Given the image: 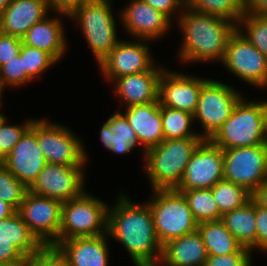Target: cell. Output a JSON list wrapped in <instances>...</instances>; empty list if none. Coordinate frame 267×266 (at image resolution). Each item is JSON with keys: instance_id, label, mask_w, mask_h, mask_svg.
Masks as SVG:
<instances>
[{"instance_id": "6da1fadb", "label": "cell", "mask_w": 267, "mask_h": 266, "mask_svg": "<svg viewBox=\"0 0 267 266\" xmlns=\"http://www.w3.org/2000/svg\"><path fill=\"white\" fill-rule=\"evenodd\" d=\"M118 200L113 209H108L107 234L126 247L136 266H157L162 245L149 204L137 205L122 195Z\"/></svg>"}, {"instance_id": "7a4b0ae2", "label": "cell", "mask_w": 267, "mask_h": 266, "mask_svg": "<svg viewBox=\"0 0 267 266\" xmlns=\"http://www.w3.org/2000/svg\"><path fill=\"white\" fill-rule=\"evenodd\" d=\"M184 8L187 11L179 15V24L184 33L180 58L185 62L212 59L223 61L228 41L237 29V23L192 10L188 6Z\"/></svg>"}, {"instance_id": "3957f363", "label": "cell", "mask_w": 267, "mask_h": 266, "mask_svg": "<svg viewBox=\"0 0 267 266\" xmlns=\"http://www.w3.org/2000/svg\"><path fill=\"white\" fill-rule=\"evenodd\" d=\"M203 137L163 140L145 154V169L153 190L176 189L192 153Z\"/></svg>"}, {"instance_id": "277c9868", "label": "cell", "mask_w": 267, "mask_h": 266, "mask_svg": "<svg viewBox=\"0 0 267 266\" xmlns=\"http://www.w3.org/2000/svg\"><path fill=\"white\" fill-rule=\"evenodd\" d=\"M267 102L241 98L210 140L222 149L266 144Z\"/></svg>"}, {"instance_id": "5b68a950", "label": "cell", "mask_w": 267, "mask_h": 266, "mask_svg": "<svg viewBox=\"0 0 267 266\" xmlns=\"http://www.w3.org/2000/svg\"><path fill=\"white\" fill-rule=\"evenodd\" d=\"M152 191L154 198L149 207L161 245L197 230L198 222L194 219L188 202L181 192L175 189Z\"/></svg>"}, {"instance_id": "8992f818", "label": "cell", "mask_w": 267, "mask_h": 266, "mask_svg": "<svg viewBox=\"0 0 267 266\" xmlns=\"http://www.w3.org/2000/svg\"><path fill=\"white\" fill-rule=\"evenodd\" d=\"M108 206L87 193L63 202L59 241L107 234Z\"/></svg>"}, {"instance_id": "52a82bcc", "label": "cell", "mask_w": 267, "mask_h": 266, "mask_svg": "<svg viewBox=\"0 0 267 266\" xmlns=\"http://www.w3.org/2000/svg\"><path fill=\"white\" fill-rule=\"evenodd\" d=\"M110 3L111 0H87L70 16L81 24L98 64L119 42Z\"/></svg>"}, {"instance_id": "ba28073f", "label": "cell", "mask_w": 267, "mask_h": 266, "mask_svg": "<svg viewBox=\"0 0 267 266\" xmlns=\"http://www.w3.org/2000/svg\"><path fill=\"white\" fill-rule=\"evenodd\" d=\"M224 180L245 188L252 195L267 179L266 144L223 149Z\"/></svg>"}, {"instance_id": "9c48e42d", "label": "cell", "mask_w": 267, "mask_h": 266, "mask_svg": "<svg viewBox=\"0 0 267 266\" xmlns=\"http://www.w3.org/2000/svg\"><path fill=\"white\" fill-rule=\"evenodd\" d=\"M62 205L60 200L28 190L17 212L43 246H55L59 242Z\"/></svg>"}, {"instance_id": "30bf717a", "label": "cell", "mask_w": 267, "mask_h": 266, "mask_svg": "<svg viewBox=\"0 0 267 266\" xmlns=\"http://www.w3.org/2000/svg\"><path fill=\"white\" fill-rule=\"evenodd\" d=\"M241 98L231 86L218 81L208 80L202 86L193 117L200 120L204 128V139H210L215 134Z\"/></svg>"}, {"instance_id": "8fae6325", "label": "cell", "mask_w": 267, "mask_h": 266, "mask_svg": "<svg viewBox=\"0 0 267 266\" xmlns=\"http://www.w3.org/2000/svg\"><path fill=\"white\" fill-rule=\"evenodd\" d=\"M67 129L49 121L36 120L38 146L47 163L83 166L87 160L86 151L80 140Z\"/></svg>"}, {"instance_id": "7c38bea8", "label": "cell", "mask_w": 267, "mask_h": 266, "mask_svg": "<svg viewBox=\"0 0 267 266\" xmlns=\"http://www.w3.org/2000/svg\"><path fill=\"white\" fill-rule=\"evenodd\" d=\"M222 63L251 85L267 86V58L243 37L238 26L228 41Z\"/></svg>"}, {"instance_id": "4fadbf2b", "label": "cell", "mask_w": 267, "mask_h": 266, "mask_svg": "<svg viewBox=\"0 0 267 266\" xmlns=\"http://www.w3.org/2000/svg\"><path fill=\"white\" fill-rule=\"evenodd\" d=\"M223 163V149L210 139H203L192 153L176 189L212 188L224 179Z\"/></svg>"}, {"instance_id": "5bb4252c", "label": "cell", "mask_w": 267, "mask_h": 266, "mask_svg": "<svg viewBox=\"0 0 267 266\" xmlns=\"http://www.w3.org/2000/svg\"><path fill=\"white\" fill-rule=\"evenodd\" d=\"M83 166L47 163L28 190L36 195L60 200L78 198L84 191Z\"/></svg>"}, {"instance_id": "9a60e30c", "label": "cell", "mask_w": 267, "mask_h": 266, "mask_svg": "<svg viewBox=\"0 0 267 266\" xmlns=\"http://www.w3.org/2000/svg\"><path fill=\"white\" fill-rule=\"evenodd\" d=\"M2 164L27 188L47 164L36 137V120L7 155Z\"/></svg>"}, {"instance_id": "2e32d148", "label": "cell", "mask_w": 267, "mask_h": 266, "mask_svg": "<svg viewBox=\"0 0 267 266\" xmlns=\"http://www.w3.org/2000/svg\"><path fill=\"white\" fill-rule=\"evenodd\" d=\"M207 79L170 73L163 70L158 82V101L160 106L188 112H196L202 86Z\"/></svg>"}, {"instance_id": "e0dca14e", "label": "cell", "mask_w": 267, "mask_h": 266, "mask_svg": "<svg viewBox=\"0 0 267 266\" xmlns=\"http://www.w3.org/2000/svg\"><path fill=\"white\" fill-rule=\"evenodd\" d=\"M153 66L148 46L141 41H119L99 63V68L109 81H115L125 75L146 72Z\"/></svg>"}, {"instance_id": "ac0fdd59", "label": "cell", "mask_w": 267, "mask_h": 266, "mask_svg": "<svg viewBox=\"0 0 267 266\" xmlns=\"http://www.w3.org/2000/svg\"><path fill=\"white\" fill-rule=\"evenodd\" d=\"M122 21L130 34L139 40L158 39L170 28V20L143 0H133L122 11Z\"/></svg>"}, {"instance_id": "d6986e66", "label": "cell", "mask_w": 267, "mask_h": 266, "mask_svg": "<svg viewBox=\"0 0 267 266\" xmlns=\"http://www.w3.org/2000/svg\"><path fill=\"white\" fill-rule=\"evenodd\" d=\"M47 0H12L0 12V31L23 38L27 31L47 16Z\"/></svg>"}, {"instance_id": "ffe728a7", "label": "cell", "mask_w": 267, "mask_h": 266, "mask_svg": "<svg viewBox=\"0 0 267 266\" xmlns=\"http://www.w3.org/2000/svg\"><path fill=\"white\" fill-rule=\"evenodd\" d=\"M106 234L59 241L55 247L71 266H108Z\"/></svg>"}, {"instance_id": "44dd1931", "label": "cell", "mask_w": 267, "mask_h": 266, "mask_svg": "<svg viewBox=\"0 0 267 266\" xmlns=\"http://www.w3.org/2000/svg\"><path fill=\"white\" fill-rule=\"evenodd\" d=\"M135 131L144 152L159 145L163 140L162 118L159 101L132 105L124 113Z\"/></svg>"}, {"instance_id": "7402d4cb", "label": "cell", "mask_w": 267, "mask_h": 266, "mask_svg": "<svg viewBox=\"0 0 267 266\" xmlns=\"http://www.w3.org/2000/svg\"><path fill=\"white\" fill-rule=\"evenodd\" d=\"M163 68L153 66L146 72L125 75L115 81L116 96L121 97L127 104L132 105L147 104L158 100V82L163 72Z\"/></svg>"}, {"instance_id": "603a6c76", "label": "cell", "mask_w": 267, "mask_h": 266, "mask_svg": "<svg viewBox=\"0 0 267 266\" xmlns=\"http://www.w3.org/2000/svg\"><path fill=\"white\" fill-rule=\"evenodd\" d=\"M208 253L201 234L193 233L167 241L162 245L159 265L167 266H204Z\"/></svg>"}, {"instance_id": "cb8c5ba5", "label": "cell", "mask_w": 267, "mask_h": 266, "mask_svg": "<svg viewBox=\"0 0 267 266\" xmlns=\"http://www.w3.org/2000/svg\"><path fill=\"white\" fill-rule=\"evenodd\" d=\"M61 22L56 19H49L47 16L34 24L22 38V42L28 46L46 51L56 61L63 57L66 50L65 31Z\"/></svg>"}, {"instance_id": "d4e9b609", "label": "cell", "mask_w": 267, "mask_h": 266, "mask_svg": "<svg viewBox=\"0 0 267 266\" xmlns=\"http://www.w3.org/2000/svg\"><path fill=\"white\" fill-rule=\"evenodd\" d=\"M221 221L243 247L250 250L256 248L257 227L253 197L243 206L224 213Z\"/></svg>"}, {"instance_id": "484cf974", "label": "cell", "mask_w": 267, "mask_h": 266, "mask_svg": "<svg viewBox=\"0 0 267 266\" xmlns=\"http://www.w3.org/2000/svg\"><path fill=\"white\" fill-rule=\"evenodd\" d=\"M0 240L10 241L26 258L34 257L44 247L18 212L0 220Z\"/></svg>"}, {"instance_id": "4316f807", "label": "cell", "mask_w": 267, "mask_h": 266, "mask_svg": "<svg viewBox=\"0 0 267 266\" xmlns=\"http://www.w3.org/2000/svg\"><path fill=\"white\" fill-rule=\"evenodd\" d=\"M208 255L237 253L243 246L236 240L221 220L198 223Z\"/></svg>"}, {"instance_id": "83f0119b", "label": "cell", "mask_w": 267, "mask_h": 266, "mask_svg": "<svg viewBox=\"0 0 267 266\" xmlns=\"http://www.w3.org/2000/svg\"><path fill=\"white\" fill-rule=\"evenodd\" d=\"M186 198L194 219L200 223L204 221L221 220L217 203L213 198L211 188L175 189Z\"/></svg>"}, {"instance_id": "f1b7e54d", "label": "cell", "mask_w": 267, "mask_h": 266, "mask_svg": "<svg viewBox=\"0 0 267 266\" xmlns=\"http://www.w3.org/2000/svg\"><path fill=\"white\" fill-rule=\"evenodd\" d=\"M160 115L164 140L202 137L201 134L190 131V126L194 119L192 114L179 109L160 106Z\"/></svg>"}, {"instance_id": "f546056e", "label": "cell", "mask_w": 267, "mask_h": 266, "mask_svg": "<svg viewBox=\"0 0 267 266\" xmlns=\"http://www.w3.org/2000/svg\"><path fill=\"white\" fill-rule=\"evenodd\" d=\"M211 190L221 215L243 206L252 198V194L245 188L224 179Z\"/></svg>"}, {"instance_id": "4dcf8cb0", "label": "cell", "mask_w": 267, "mask_h": 266, "mask_svg": "<svg viewBox=\"0 0 267 266\" xmlns=\"http://www.w3.org/2000/svg\"><path fill=\"white\" fill-rule=\"evenodd\" d=\"M106 123L112 131L110 151L125 154L139 145L138 137L124 114L116 111L114 115L108 118Z\"/></svg>"}, {"instance_id": "1f68e13d", "label": "cell", "mask_w": 267, "mask_h": 266, "mask_svg": "<svg viewBox=\"0 0 267 266\" xmlns=\"http://www.w3.org/2000/svg\"><path fill=\"white\" fill-rule=\"evenodd\" d=\"M192 10L216 15L237 23L244 14L243 0H186Z\"/></svg>"}, {"instance_id": "d6a6232c", "label": "cell", "mask_w": 267, "mask_h": 266, "mask_svg": "<svg viewBox=\"0 0 267 266\" xmlns=\"http://www.w3.org/2000/svg\"><path fill=\"white\" fill-rule=\"evenodd\" d=\"M19 56L23 58V71H26V83L39 76L57 61L46 51L22 43Z\"/></svg>"}, {"instance_id": "836d02e7", "label": "cell", "mask_w": 267, "mask_h": 266, "mask_svg": "<svg viewBox=\"0 0 267 266\" xmlns=\"http://www.w3.org/2000/svg\"><path fill=\"white\" fill-rule=\"evenodd\" d=\"M244 23L246 35L242 34L267 58V15H253L244 12L237 25ZM240 23V24H239Z\"/></svg>"}, {"instance_id": "e575fe53", "label": "cell", "mask_w": 267, "mask_h": 266, "mask_svg": "<svg viewBox=\"0 0 267 266\" xmlns=\"http://www.w3.org/2000/svg\"><path fill=\"white\" fill-rule=\"evenodd\" d=\"M28 188L0 163V199L18 211Z\"/></svg>"}, {"instance_id": "d590c367", "label": "cell", "mask_w": 267, "mask_h": 266, "mask_svg": "<svg viewBox=\"0 0 267 266\" xmlns=\"http://www.w3.org/2000/svg\"><path fill=\"white\" fill-rule=\"evenodd\" d=\"M6 117L0 115V163H2L24 133L30 128L33 120H28L22 126L6 124Z\"/></svg>"}, {"instance_id": "8d00e7d4", "label": "cell", "mask_w": 267, "mask_h": 266, "mask_svg": "<svg viewBox=\"0 0 267 266\" xmlns=\"http://www.w3.org/2000/svg\"><path fill=\"white\" fill-rule=\"evenodd\" d=\"M0 76L4 86L6 84L13 86L25 84L26 71H23V58L18 55L2 65L0 67Z\"/></svg>"}, {"instance_id": "74e56055", "label": "cell", "mask_w": 267, "mask_h": 266, "mask_svg": "<svg viewBox=\"0 0 267 266\" xmlns=\"http://www.w3.org/2000/svg\"><path fill=\"white\" fill-rule=\"evenodd\" d=\"M250 249L242 247L237 253L208 255L204 266H251Z\"/></svg>"}, {"instance_id": "f35d334b", "label": "cell", "mask_w": 267, "mask_h": 266, "mask_svg": "<svg viewBox=\"0 0 267 266\" xmlns=\"http://www.w3.org/2000/svg\"><path fill=\"white\" fill-rule=\"evenodd\" d=\"M22 39L0 31V67L19 55Z\"/></svg>"}, {"instance_id": "ab89813d", "label": "cell", "mask_w": 267, "mask_h": 266, "mask_svg": "<svg viewBox=\"0 0 267 266\" xmlns=\"http://www.w3.org/2000/svg\"><path fill=\"white\" fill-rule=\"evenodd\" d=\"M256 217V248L264 250L267 248V209L255 201Z\"/></svg>"}, {"instance_id": "60d3db41", "label": "cell", "mask_w": 267, "mask_h": 266, "mask_svg": "<svg viewBox=\"0 0 267 266\" xmlns=\"http://www.w3.org/2000/svg\"><path fill=\"white\" fill-rule=\"evenodd\" d=\"M35 257L44 266H71L55 246H44Z\"/></svg>"}, {"instance_id": "b9f144b4", "label": "cell", "mask_w": 267, "mask_h": 266, "mask_svg": "<svg viewBox=\"0 0 267 266\" xmlns=\"http://www.w3.org/2000/svg\"><path fill=\"white\" fill-rule=\"evenodd\" d=\"M25 259L10 241L0 240V266L22 263Z\"/></svg>"}, {"instance_id": "7bdbcfd3", "label": "cell", "mask_w": 267, "mask_h": 266, "mask_svg": "<svg viewBox=\"0 0 267 266\" xmlns=\"http://www.w3.org/2000/svg\"><path fill=\"white\" fill-rule=\"evenodd\" d=\"M145 3L164 14L169 20L175 10L186 6V0H143ZM171 14V15H170Z\"/></svg>"}, {"instance_id": "ee69618b", "label": "cell", "mask_w": 267, "mask_h": 266, "mask_svg": "<svg viewBox=\"0 0 267 266\" xmlns=\"http://www.w3.org/2000/svg\"><path fill=\"white\" fill-rule=\"evenodd\" d=\"M87 0H47L49 9L71 16Z\"/></svg>"}, {"instance_id": "f6af8a7d", "label": "cell", "mask_w": 267, "mask_h": 266, "mask_svg": "<svg viewBox=\"0 0 267 266\" xmlns=\"http://www.w3.org/2000/svg\"><path fill=\"white\" fill-rule=\"evenodd\" d=\"M246 13L267 15V0H243Z\"/></svg>"}, {"instance_id": "bcb514c9", "label": "cell", "mask_w": 267, "mask_h": 266, "mask_svg": "<svg viewBox=\"0 0 267 266\" xmlns=\"http://www.w3.org/2000/svg\"><path fill=\"white\" fill-rule=\"evenodd\" d=\"M252 197L259 205L267 209V179L258 187Z\"/></svg>"}, {"instance_id": "7dc6e473", "label": "cell", "mask_w": 267, "mask_h": 266, "mask_svg": "<svg viewBox=\"0 0 267 266\" xmlns=\"http://www.w3.org/2000/svg\"><path fill=\"white\" fill-rule=\"evenodd\" d=\"M100 138H101V141L103 142L104 146L110 150L112 131L106 122L104 123V125L101 128Z\"/></svg>"}, {"instance_id": "c3c4849f", "label": "cell", "mask_w": 267, "mask_h": 266, "mask_svg": "<svg viewBox=\"0 0 267 266\" xmlns=\"http://www.w3.org/2000/svg\"><path fill=\"white\" fill-rule=\"evenodd\" d=\"M17 212L11 205L0 199V220L9 218Z\"/></svg>"}, {"instance_id": "681fc988", "label": "cell", "mask_w": 267, "mask_h": 266, "mask_svg": "<svg viewBox=\"0 0 267 266\" xmlns=\"http://www.w3.org/2000/svg\"><path fill=\"white\" fill-rule=\"evenodd\" d=\"M21 266H44L35 256L26 258Z\"/></svg>"}, {"instance_id": "f907efd6", "label": "cell", "mask_w": 267, "mask_h": 266, "mask_svg": "<svg viewBox=\"0 0 267 266\" xmlns=\"http://www.w3.org/2000/svg\"><path fill=\"white\" fill-rule=\"evenodd\" d=\"M12 0H0V12L3 11Z\"/></svg>"}, {"instance_id": "816d5d0a", "label": "cell", "mask_w": 267, "mask_h": 266, "mask_svg": "<svg viewBox=\"0 0 267 266\" xmlns=\"http://www.w3.org/2000/svg\"><path fill=\"white\" fill-rule=\"evenodd\" d=\"M5 88V86L3 85V83H2V80H1V76H0V99H1V94H2V91H3V89ZM1 100H0V105H1Z\"/></svg>"}, {"instance_id": "f5cc1de1", "label": "cell", "mask_w": 267, "mask_h": 266, "mask_svg": "<svg viewBox=\"0 0 267 266\" xmlns=\"http://www.w3.org/2000/svg\"><path fill=\"white\" fill-rule=\"evenodd\" d=\"M6 266H21V263H18V264H11V265H6Z\"/></svg>"}]
</instances>
